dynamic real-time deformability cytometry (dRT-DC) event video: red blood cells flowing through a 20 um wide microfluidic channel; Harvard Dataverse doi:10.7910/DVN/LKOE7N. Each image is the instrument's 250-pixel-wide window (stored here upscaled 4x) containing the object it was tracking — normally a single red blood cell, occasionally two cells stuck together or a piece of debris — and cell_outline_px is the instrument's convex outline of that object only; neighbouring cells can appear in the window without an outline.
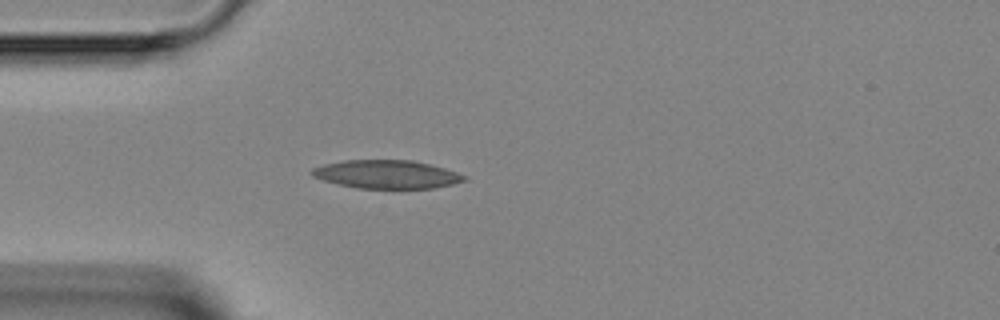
{"species": "Egyptian fruit bat (a non-hibernating species)", "species_latin": "Rousettus aegyptiacus", "temperature_condition": "room temperature", "stored_images_in_passage": 32, "camera_frame_rate_fps": 3000, "um_per_image_px": 0.085, "animal": {"sex": "female"}, "frame": {"image": 1, "passage_image": 1, "time_ms": 0.0, "image_size_px": [1000, 320], "cell_outline_px": [[468, 180], [436, 188], [356, 188], [324, 180], [312, 176], [308, 172], [312, 168], [324, 164], [344, 160], [412, 160], [444, 168], [468, 176]], "centroid_in_image_um": [32.87, 14.81], "position_along_channel_um": 52.1, "area_um2": 25.14}}
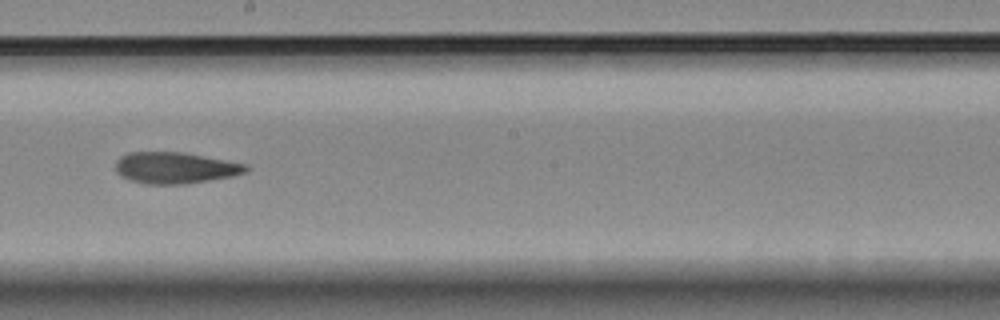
{"frame": {"image": 2, "passage_image": 14, "time_ms": 4.333, "image_size_px": [1000, 320], "cell_outline_px": [[248, 168], [244, 172], [232, 176], [184, 184], [148, 184], [128, 180], [120, 176], [116, 172], [116, 160], [120, 156], [128, 152], [184, 152], [248, 164]], "centroid_in_image_um": [14.85, 14.26], "position_along_channel_um": 233.4, "area_um2": 23.87}}
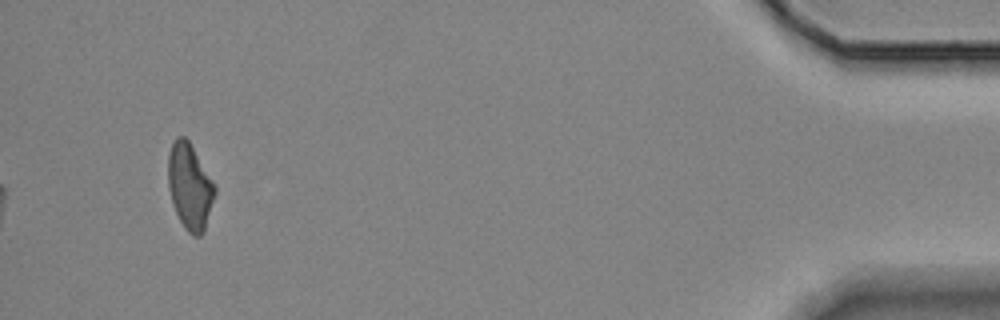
{"frame": {"image": 3, "passage_image": 32, "time_ms": 10.333, "image_size_px": [1000, 320], "cell_outline_px": [[216, 192], [204, 232], [200, 236], [192, 236], [184, 228], [172, 204], [168, 188], [168, 156], [172, 144], [176, 136], [184, 136], [188, 140], [212, 180], [216, 188]], "centroid_in_image_um": [16.12, 15.88], "position_along_channel_um": 419.1, "area_um2": 23.29}}